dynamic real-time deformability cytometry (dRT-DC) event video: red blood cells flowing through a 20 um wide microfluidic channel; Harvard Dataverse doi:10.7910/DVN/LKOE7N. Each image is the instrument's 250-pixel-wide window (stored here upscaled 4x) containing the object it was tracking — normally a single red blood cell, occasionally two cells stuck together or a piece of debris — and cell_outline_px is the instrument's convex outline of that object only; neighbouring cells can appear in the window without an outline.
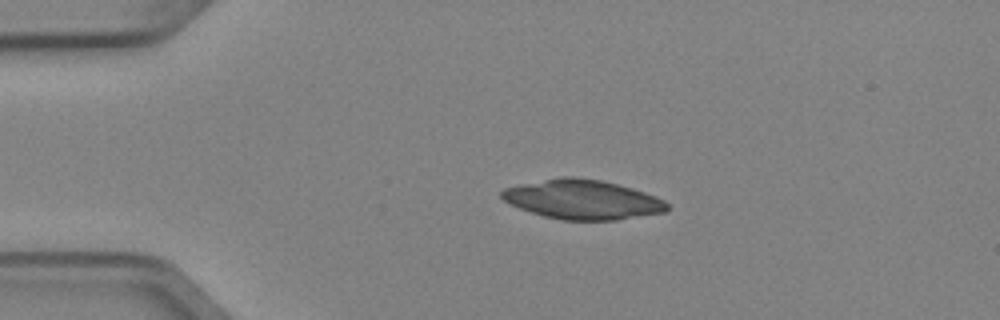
{"species": "Egyptian fruit bat (a non-hibernating species)", "species_latin": "Rousettus aegyptiacus", "temperature_condition": "cold", "stored_images_in_passage": 2, "camera_frame_rate_fps": 3000, "um_per_image_px": 0.085, "animal": {"sex": "female"}, "frame": {"image": 1, "passage_image": 1, "time_ms": 0.0, "image_size_px": [1000, 320], "cell_outline_px": [[668, 212], [616, 220], [564, 220], [544, 216], [508, 204], [500, 196], [500, 192], [504, 188], [520, 184], [560, 176], [572, 176], [600, 180], [632, 188], [656, 196], [664, 200], [668, 204]], "centroid_in_image_um": [49.51, 16.96], "position_along_channel_um": 35.5, "area_um2": 38.09}}